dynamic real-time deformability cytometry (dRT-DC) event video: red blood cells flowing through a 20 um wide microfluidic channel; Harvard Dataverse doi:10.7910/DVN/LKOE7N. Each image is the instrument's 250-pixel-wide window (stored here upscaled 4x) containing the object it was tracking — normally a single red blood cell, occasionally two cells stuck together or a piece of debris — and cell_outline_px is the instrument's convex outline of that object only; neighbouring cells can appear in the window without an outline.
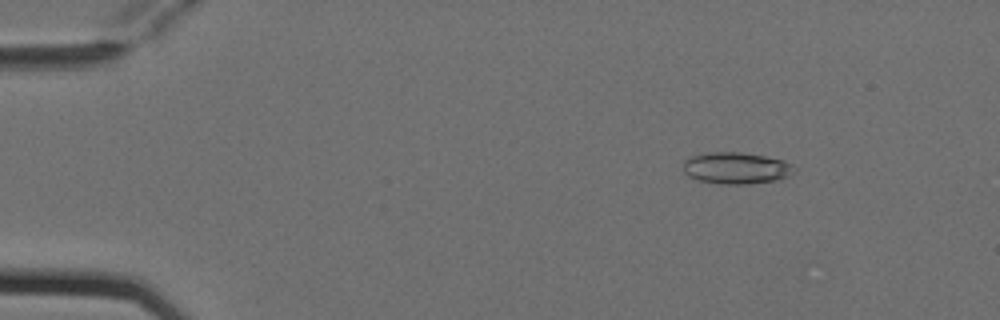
{"species": "Egyptian fruit bat (a non-hibernating species)", "species_latin": "Rousettus aegyptiacus", "temperature_condition": "cold", "stored_images_in_passage": 3, "camera_frame_rate_fps": 3000, "um_per_image_px": 0.085, "animal": {"sex": "female"}, "frame": {"image": 1, "passage_image": 1, "time_ms": 0.0, "image_size_px": [1000, 320], "cell_outline_px": [[796, 168], [788, 176], [776, 180], [748, 184], [720, 184], [696, 180], [688, 176], [684, 172], [684, 160], [692, 156], [708, 152], [740, 152], [764, 156], [784, 160], [792, 164]], "centroid_in_image_um": [62.56, 14.29], "position_along_channel_um": 22.4, "area_um2": 20.52}}